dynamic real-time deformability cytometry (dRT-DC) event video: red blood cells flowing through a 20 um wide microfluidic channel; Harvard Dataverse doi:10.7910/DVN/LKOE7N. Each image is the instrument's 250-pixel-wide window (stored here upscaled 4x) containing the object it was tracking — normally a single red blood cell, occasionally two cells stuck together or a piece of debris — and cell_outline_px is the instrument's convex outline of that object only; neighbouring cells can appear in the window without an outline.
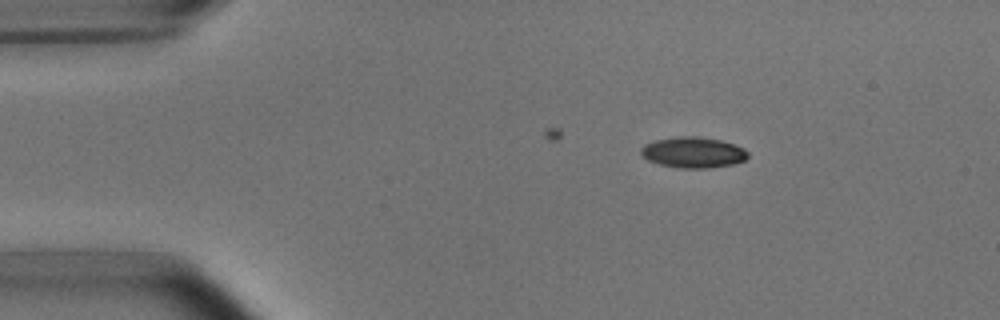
{"species": "common noctule bat (a hibernating species)", "species_latin": "Nyctalus noctula", "temperature_condition": "room temperature", "stored_images_in_passage": 3, "camera_frame_rate_fps": 3000, "um_per_image_px": 0.085, "animal": {"sex": "male", "body_mass_g": 15.6}, "frame": {"image": 1, "passage_image": 1, "time_ms": 0.0, "image_size_px": [1000, 320], "cell_outline_px": [[748, 156], [744, 160], [732, 164], [708, 168], [676, 168], [660, 164], [648, 160], [640, 152], [640, 148], [644, 144], [656, 140], [676, 136], [696, 136], [720, 140], [744, 148], [748, 152]], "centroid_in_image_um": [58.89, 12.95], "position_along_channel_um": 26.1, "area_um2": 19.13}}
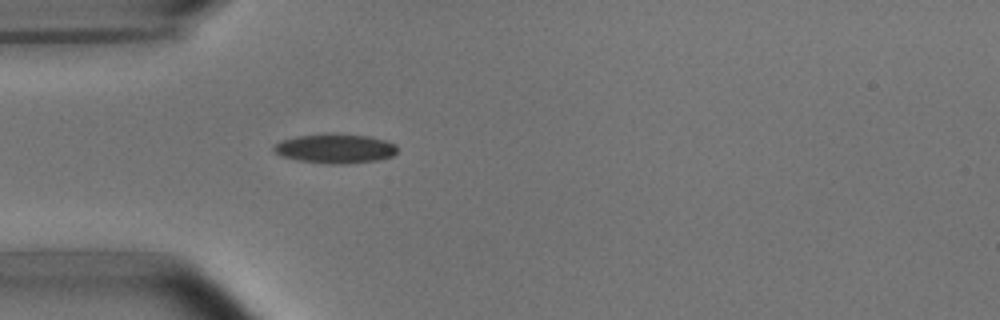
{"frame": {"image": 2, "passage_image": 3, "time_ms": 2.333, "image_size_px": [1000, 320], "cell_outline_px": [[396, 152], [392, 156], [376, 160], [344, 164], [328, 164], [300, 160], [280, 156], [272, 148], [280, 140], [296, 136], [368, 136], [384, 140], [396, 144]], "centroid_in_image_um": [28.48, 12.67], "position_along_channel_um": 56.5, "area_um2": 20.23}}